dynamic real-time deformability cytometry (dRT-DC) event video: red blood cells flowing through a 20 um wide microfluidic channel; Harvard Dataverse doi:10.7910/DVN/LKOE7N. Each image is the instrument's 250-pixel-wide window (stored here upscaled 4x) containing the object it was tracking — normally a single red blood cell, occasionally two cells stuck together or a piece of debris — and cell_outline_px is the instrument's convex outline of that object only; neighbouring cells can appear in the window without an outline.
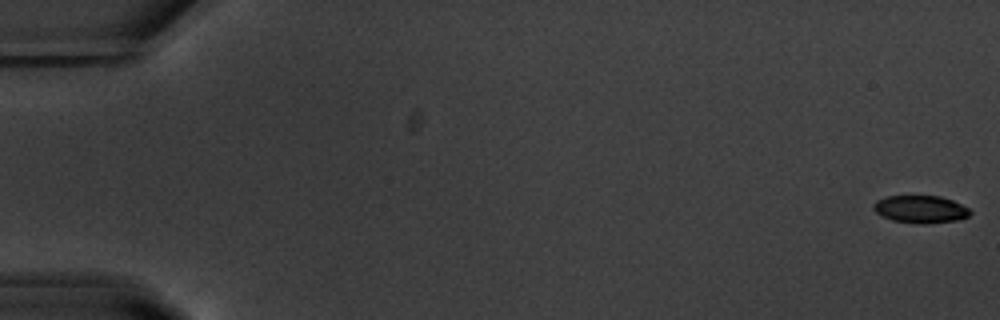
{"species": "common noctule bat (a hibernating species)", "species_latin": "Nyctalus noctula", "temperature_condition": "warm", "stored_images_in_passage": 55, "camera_frame_rate_fps": 3000, "um_per_image_px": 0.085, "animal": {"sex": "male", "body_mass_g": 20.1, "forearm_length_mm": 53.5}, "frame": {"image": 1, "passage_image": 1, "time_ms": 0.0, "image_size_px": [1000, 320], "cell_outline_px": [[972, 212], [968, 216], [960, 220], [924, 224], [920, 224], [892, 220], [876, 212], [872, 208], [872, 204], [876, 200], [888, 196], [940, 196], [952, 200], [968, 208]], "centroid_in_image_um": [78.25, 17.79], "position_along_channel_um": 6.8, "area_um2": 15.49}}
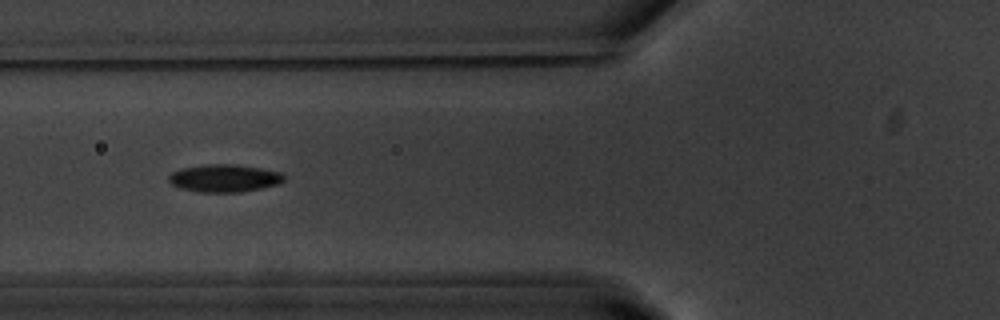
{"frame": {"image": 2, "passage_image": 22, "time_ms": 7.0, "image_size_px": [1000, 320], "cell_outline_px": [[284, 180], [280, 184], [240, 192], [200, 192], [180, 188], [172, 184], [168, 180], [168, 176], [172, 172], [184, 168], [204, 164], [236, 164], [260, 168], [280, 172], [284, 176]], "centroid_in_image_um": [19.07, 15.14], "position_along_channel_um": 106.7, "area_um2": 18.5}}
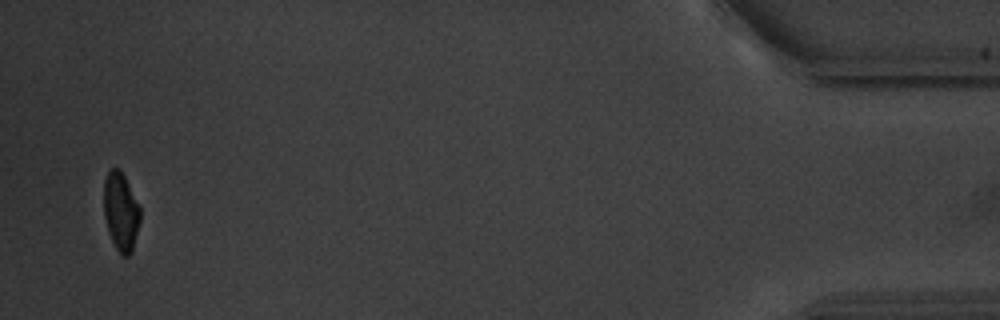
{"frame": {"image": 3, "passage_image": 54, "time_ms": 17.667, "image_size_px": [1000, 320], "cell_outline_px": [[140, 220], [132, 252], [128, 256], [124, 256], [116, 248], [108, 232], [104, 216], [104, 180], [108, 172], [112, 168], [120, 168], [140, 208]], "centroid_in_image_um": [10.26, 17.98], "position_along_channel_um": 424.9, "area_um2": 16.42}, "authors_computed_cell_mechanics": {"area_um2": 17.5712, "velocity_mm_per_s": 3.7258, "shape_relaxation_time_tau1_ms": 2.6841, "shape_relaxation_time_tau2_ms": 2.1931, "deformation_change_tau1": 0.135, "deformation_change_tau2": 0.0617}}